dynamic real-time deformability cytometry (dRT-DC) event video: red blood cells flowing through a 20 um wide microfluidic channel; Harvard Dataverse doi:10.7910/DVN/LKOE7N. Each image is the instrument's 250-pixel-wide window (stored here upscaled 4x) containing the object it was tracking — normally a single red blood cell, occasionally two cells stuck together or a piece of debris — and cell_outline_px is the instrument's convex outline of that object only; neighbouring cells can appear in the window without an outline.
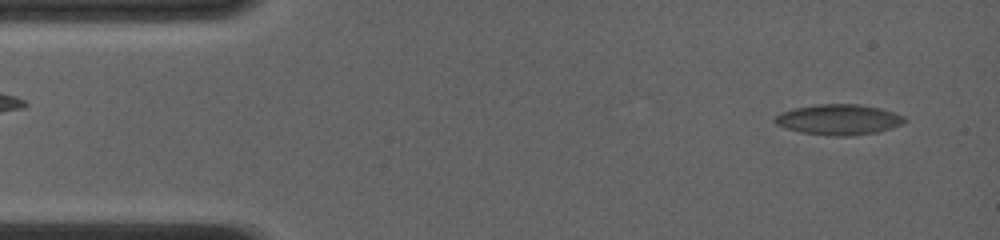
{"species": "common noctule bat (a hibernating species)", "species_latin": "Nyctalus noctula", "temperature_condition": "room temperature", "stored_images_in_passage": 63, "camera_frame_rate_fps": 4000, "um_per_image_px": 0.085, "animal": {"sex": "female", "body_mass_g": 19.0, "forearm_length_mm": 56.7}, "frame": {"image": 1, "passage_image": 3, "time_ms": 0.5, "image_size_px": [1000, 240], "cell_outline_px": [[908, 120], [904, 124], [892, 128], [876, 132], [852, 136], [824, 136], [800, 132], [776, 124], [772, 120], [780, 112], [796, 108], [816, 104], [856, 104], [880, 108], [904, 116]], "centroid_in_image_um": [71.3, 10.17], "position_along_channel_um": 13.7, "area_um2": 23.18}}
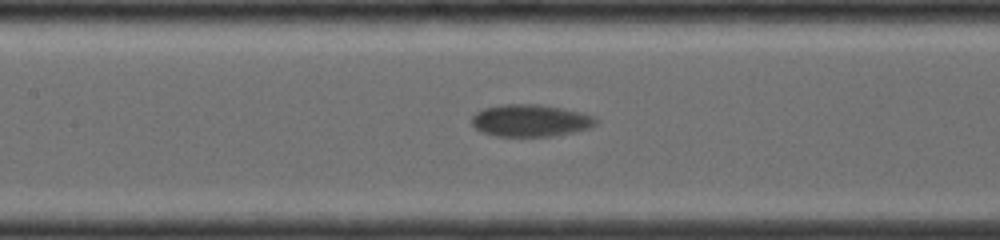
{"frame": {"image": 2, "passage_image": 28, "time_ms": 6.75, "image_size_px": [1000, 240], "cell_outline_px": [[596, 124], [588, 128], [576, 132], [552, 136], [496, 136], [480, 132], [472, 124], [472, 116], [476, 112], [484, 108], [500, 104], [536, 104], [584, 112], [596, 116]], "centroid_in_image_um": [45.09, 10.24], "position_along_channel_um": 162.3, "area_um2": 23.41}}
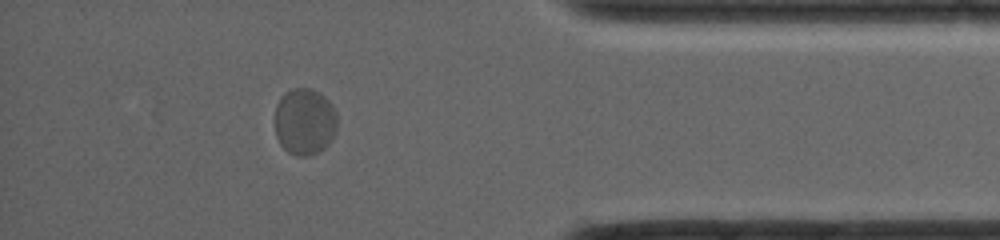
{"frame": {"image": 3, "passage_image": 55, "time_ms": 13.5, "image_size_px": [1000, 240], "cell_outline_px": [[336, 132], [332, 140], [324, 148], [308, 156], [296, 156], [288, 152], [280, 144], [276, 136], [276, 104], [280, 96], [284, 92], [292, 88], [312, 88], [320, 92], [332, 104], [336, 112]], "centroid_in_image_um": [25.9, 10.31], "position_along_channel_um": 409.3, "area_um2": 24.51}, "authors_computed_cell_mechanics": {"area_um2": 23.2934, "velocity_mm_per_s": 3.9041, "shape_relaxation_time_tau1_ms": 2.0024, "shape_relaxation_time_tau2_ms": null, "deformation_change_tau1": 0.064, "deformation_change_tau2": null}}